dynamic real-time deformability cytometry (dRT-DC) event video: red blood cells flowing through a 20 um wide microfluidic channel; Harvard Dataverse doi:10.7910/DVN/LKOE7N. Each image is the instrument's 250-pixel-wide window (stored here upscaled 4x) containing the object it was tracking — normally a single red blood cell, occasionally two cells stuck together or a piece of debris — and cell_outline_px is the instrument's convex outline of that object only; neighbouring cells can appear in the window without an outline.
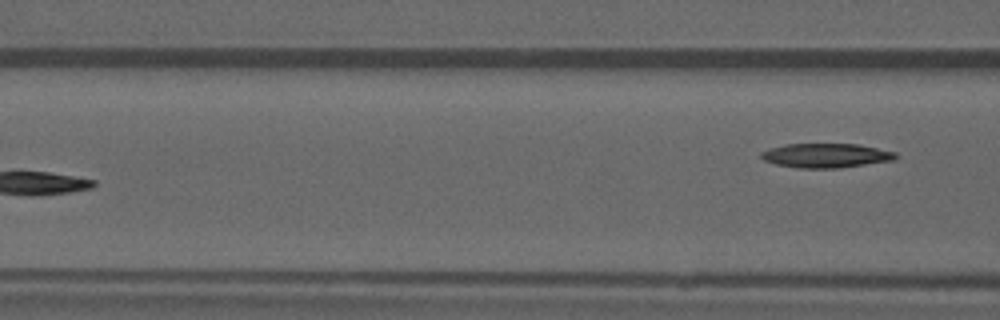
{"species": "common noctule bat (a hibernating species)", "species_latin": "Nyctalus noctula", "temperature_condition": "warm", "stored_images_in_passage": 5, "camera_frame_rate_fps": 3000, "um_per_image_px": 0.085, "animal": {"sex": "male", "forearm_length_mm": 52.5}, "frame": {"image": 1, "passage_image": 5, "time_ms": 4.667, "image_size_px": [1000, 320], "cell_outline_px": [[896, 160], [840, 168], [796, 168], [776, 164], [764, 160], [760, 156], [760, 152], [784, 144], [856, 144], [896, 152]], "centroid_in_image_um": [70.21, 13.23], "position_along_channel_um": 96.4, "area_um2": 19.02}}